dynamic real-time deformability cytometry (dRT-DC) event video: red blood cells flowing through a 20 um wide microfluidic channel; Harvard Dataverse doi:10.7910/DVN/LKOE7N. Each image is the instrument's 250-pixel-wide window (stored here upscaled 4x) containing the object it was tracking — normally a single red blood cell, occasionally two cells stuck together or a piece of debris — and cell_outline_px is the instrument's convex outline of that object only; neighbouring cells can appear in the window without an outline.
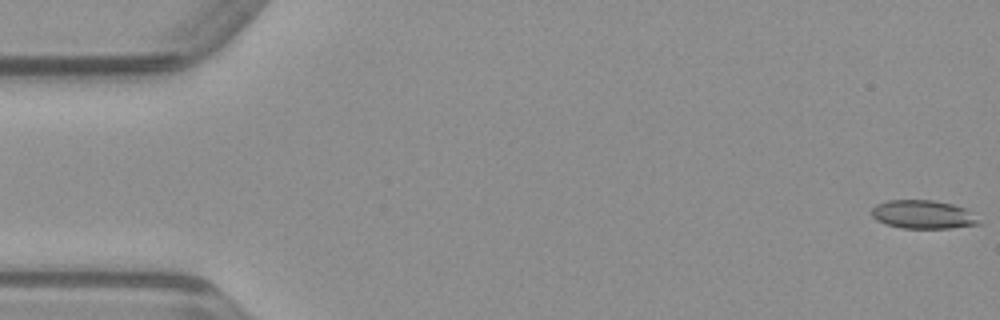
{"species": "common noctule bat (a hibernating species)", "species_latin": "Nyctalus noctula", "temperature_condition": "warm", "stored_images_in_passage": 50, "camera_frame_rate_fps": 3000, "um_per_image_px": 0.085, "animal": {"sex": "male", "body_mass_g": 23.1, "forearm_length_mm": 52.7}, "frame": {"image": 1, "passage_image": 1, "time_ms": 0.0, "image_size_px": [1000, 320], "cell_outline_px": [[984, 224], [948, 228], [900, 228], [884, 224], [876, 220], [872, 216], [872, 208], [876, 204], [888, 200], [932, 200], [952, 204], [964, 208]], "centroid_in_image_um": [78.43, 18.24], "position_along_channel_um": 6.6, "area_um2": 17.8}}
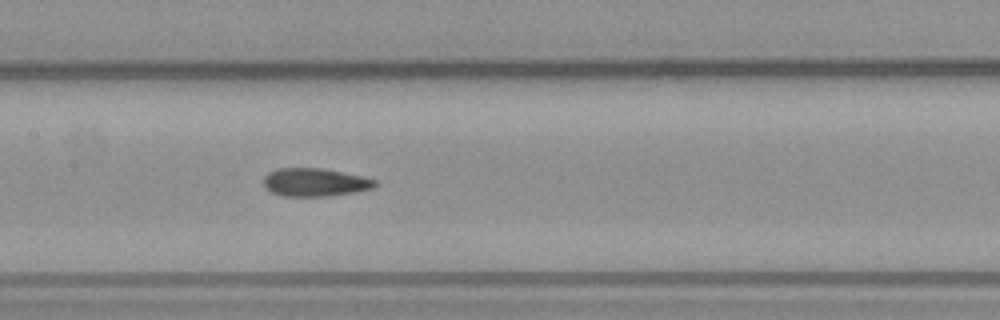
{"frame": {"image": 2, "passage_image": 24, "time_ms": 7.667, "image_size_px": [1000, 320], "cell_outline_px": [[380, 184], [376, 188], [356, 192], [332, 196], [284, 196], [272, 192], [264, 184], [264, 176], [268, 172], [280, 168], [320, 168], [360, 176], [376, 180]], "centroid_in_image_um": [26.82, 15.5], "position_along_channel_um": 180.6, "area_um2": 18.26}}
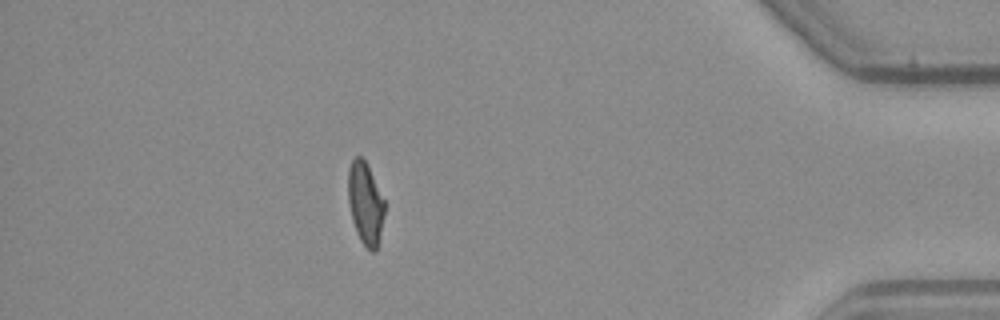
{"frame": {"image": 3, "passage_image": 44, "time_ms": 14.333, "image_size_px": [1000, 320], "cell_outline_px": [[384, 216], [376, 252], [372, 252], [360, 240], [356, 232], [352, 220], [348, 200], [348, 168], [352, 160], [356, 156], [360, 156], [364, 160], [384, 200]], "centroid_in_image_um": [31.04, 17.31], "position_along_channel_um": 404.2, "area_um2": 17.17}}